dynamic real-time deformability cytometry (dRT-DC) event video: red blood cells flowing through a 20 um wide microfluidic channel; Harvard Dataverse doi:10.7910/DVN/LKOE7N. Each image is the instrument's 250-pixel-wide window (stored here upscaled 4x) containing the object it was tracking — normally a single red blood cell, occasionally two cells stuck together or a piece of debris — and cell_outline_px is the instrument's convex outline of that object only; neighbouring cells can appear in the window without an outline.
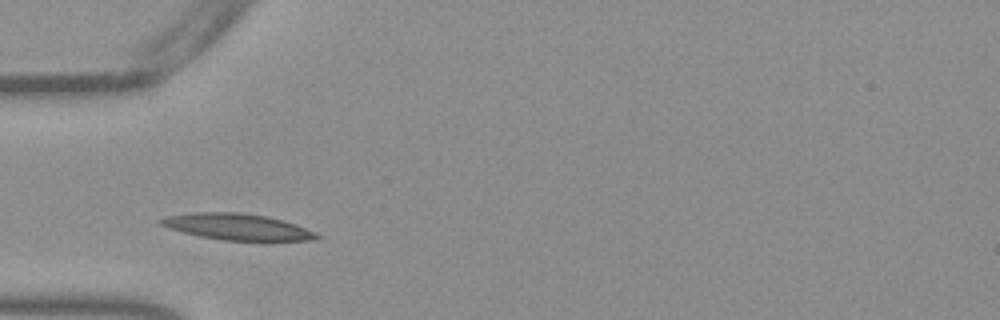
{"species": "Egyptian fruit bat (a non-hibernating species)", "species_latin": "Rousettus aegyptiacus", "temperature_condition": "warm", "stored_images_in_passage": 28, "camera_frame_rate_fps": 3000, "um_per_image_px": 0.085, "frame": {"image": 1, "passage_image": 1, "time_ms": 0.0, "image_size_px": [1000, 320], "cell_outline_px": [[324, 236], [320, 240], [224, 240], [200, 236], [168, 228], [156, 224], [156, 220], [168, 216], [192, 212], [240, 212], [268, 216], [284, 220], [296, 224], [316, 232]], "centroid_in_image_um": [20.19, 19.27], "position_along_channel_um": 64.8, "area_um2": 24.1}}
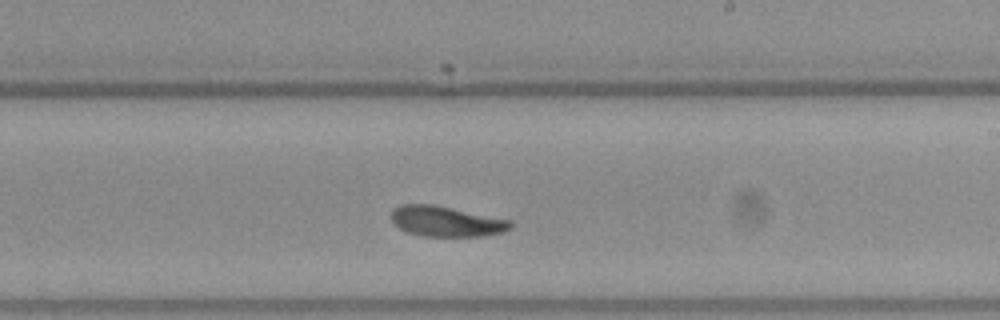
{"frame": {"image": 2, "passage_image": 16, "time_ms": 5.0, "image_size_px": [1000, 320], "cell_outline_px": [[512, 228], [504, 232], [480, 236], [420, 236], [408, 232], [392, 224], [388, 216], [392, 208], [400, 204], [432, 204], [512, 220]], "centroid_in_image_um": [37.86, 18.81], "position_along_channel_um": 251.1, "area_um2": 21.44}}
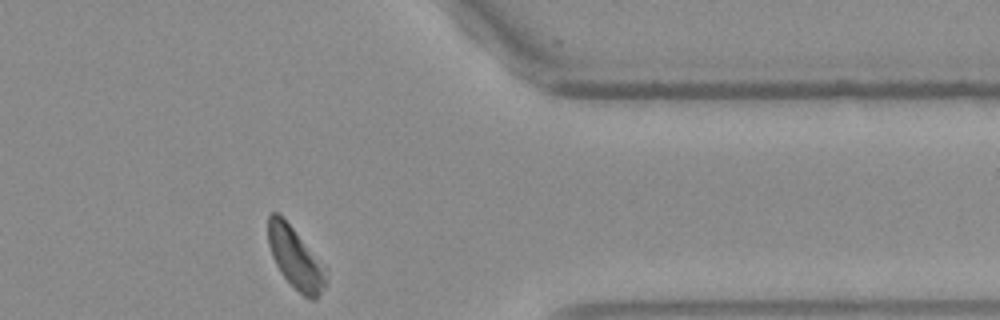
{"frame": {"image": 3, "passage_image": 28, "time_ms": 9.0, "image_size_px": [1000, 320], "cell_outline_px": [[328, 268], [324, 288], [316, 300], [312, 300], [304, 296], [280, 272], [272, 256], [268, 244], [268, 216], [272, 212], [276, 212], [292, 228]], "centroid_in_image_um": [25.14, 21.96], "position_along_channel_um": 386.3, "area_um2": 20.4}, "authors_computed_cell_mechanics": {"area_um2": 21.8484, "velocity_mm_per_s": 3.7435, "shape_relaxation_time_tau1_ms": 2.8178, "shape_relaxation_time_tau2_ms": 2.434, "deformation_change_tau1": 0.1441, "deformation_change_tau2": 0.0821}}